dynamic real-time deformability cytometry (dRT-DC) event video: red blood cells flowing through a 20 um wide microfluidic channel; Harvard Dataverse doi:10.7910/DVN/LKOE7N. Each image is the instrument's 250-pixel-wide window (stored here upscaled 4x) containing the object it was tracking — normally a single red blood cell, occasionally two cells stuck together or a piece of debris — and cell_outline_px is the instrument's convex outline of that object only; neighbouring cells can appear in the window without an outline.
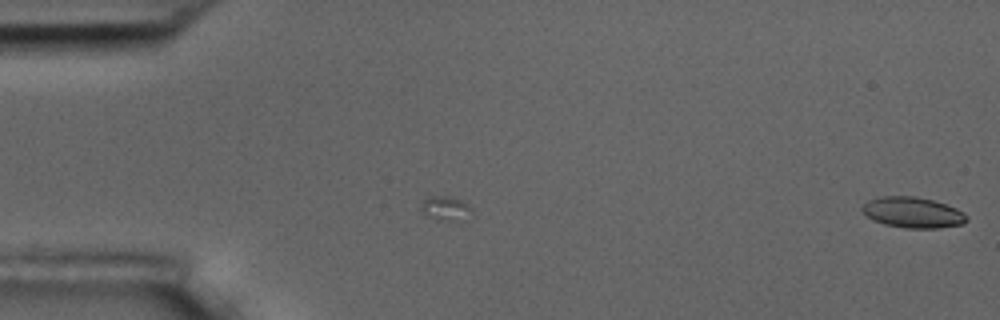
{"species": "common noctule bat (a hibernating species)", "species_latin": "Nyctalus noctula", "temperature_condition": "room temperature", "stored_images_in_passage": 2, "camera_frame_rate_fps": 3000, "um_per_image_px": 0.085, "animal": {"sex": "male", "body_mass_g": 17.5, "forearm_length_mm": 52.3}, "frame": {"image": 1, "passage_image": 2, "time_ms": 1.333, "image_size_px": [1000, 320], "cell_outline_px": [[968, 220], [964, 224], [936, 228], [904, 228], [884, 224], [868, 216], [860, 208], [868, 200], [884, 196], [916, 196], [932, 200], [956, 208], [964, 212], [968, 216]], "centroid_in_image_um": [77.62, 18.06], "position_along_channel_um": 7.4, "area_um2": 18.61}}